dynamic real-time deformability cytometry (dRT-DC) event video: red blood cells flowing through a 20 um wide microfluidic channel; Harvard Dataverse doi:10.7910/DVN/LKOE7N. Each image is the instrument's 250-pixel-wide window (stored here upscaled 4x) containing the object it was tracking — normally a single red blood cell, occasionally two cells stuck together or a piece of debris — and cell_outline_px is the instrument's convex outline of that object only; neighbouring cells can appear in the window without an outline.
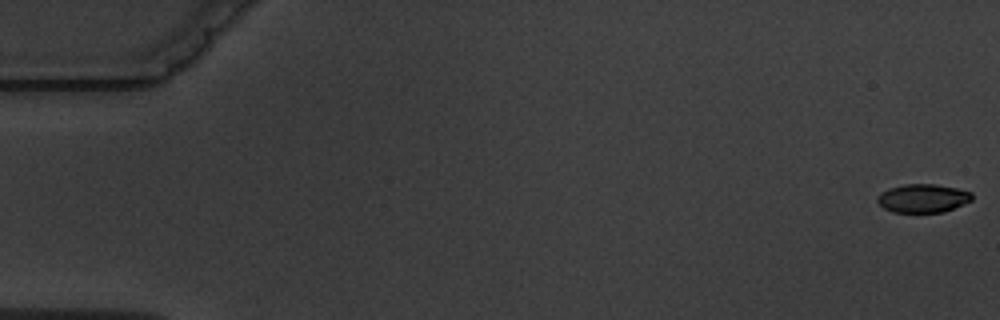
{"species": "common noctule bat (a hibernating species)", "species_latin": "Nyctalus noctula", "temperature_condition": "warm", "stored_images_in_passage": 4, "camera_frame_rate_fps": 3000, "um_per_image_px": 0.085, "animal": {"sex": "male", "body_mass_g": 19.5, "forearm_length_mm": 54.6}, "frame": {"image": 1, "passage_image": 1, "time_ms": 0.0, "image_size_px": [1000, 320], "cell_outline_px": [[972, 200], [944, 212], [892, 212], [884, 208], [876, 200], [880, 192], [888, 188], [904, 184], [936, 184], [956, 188], [972, 192]], "centroid_in_image_um": [78.43, 16.84], "position_along_channel_um": 6.6, "area_um2": 15.72}}